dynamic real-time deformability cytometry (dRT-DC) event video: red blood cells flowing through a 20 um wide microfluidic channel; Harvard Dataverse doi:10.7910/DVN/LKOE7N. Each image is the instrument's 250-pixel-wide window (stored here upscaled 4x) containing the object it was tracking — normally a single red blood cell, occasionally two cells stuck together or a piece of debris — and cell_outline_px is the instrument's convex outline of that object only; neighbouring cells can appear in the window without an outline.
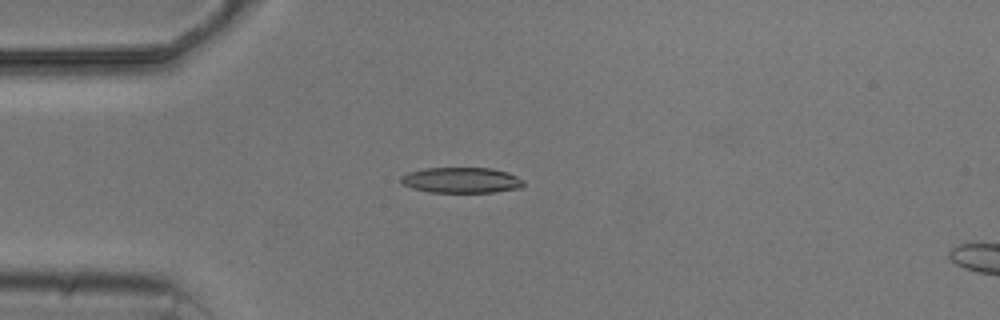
{"species": "common noctule bat (a hibernating species)", "species_latin": "Nyctalus noctula", "temperature_condition": "cold", "stored_images_in_passage": 4, "camera_frame_rate_fps": 3000, "um_per_image_px": 0.085, "animal": {"sex": "male", "body_mass_g": 20.5, "forearm_length_mm": 52.5}, "frame": {"image": 1, "passage_image": 3, "time_ms": 3.333, "image_size_px": [1000, 320], "cell_outline_px": [[524, 184], [520, 188], [496, 192], [428, 192], [412, 188], [404, 184], [400, 180], [400, 176], [408, 172], [424, 168], [492, 168], [508, 172], [524, 180]], "centroid_in_image_um": [39.22, 15.31], "position_along_channel_um": 45.8, "area_um2": 18.38}}